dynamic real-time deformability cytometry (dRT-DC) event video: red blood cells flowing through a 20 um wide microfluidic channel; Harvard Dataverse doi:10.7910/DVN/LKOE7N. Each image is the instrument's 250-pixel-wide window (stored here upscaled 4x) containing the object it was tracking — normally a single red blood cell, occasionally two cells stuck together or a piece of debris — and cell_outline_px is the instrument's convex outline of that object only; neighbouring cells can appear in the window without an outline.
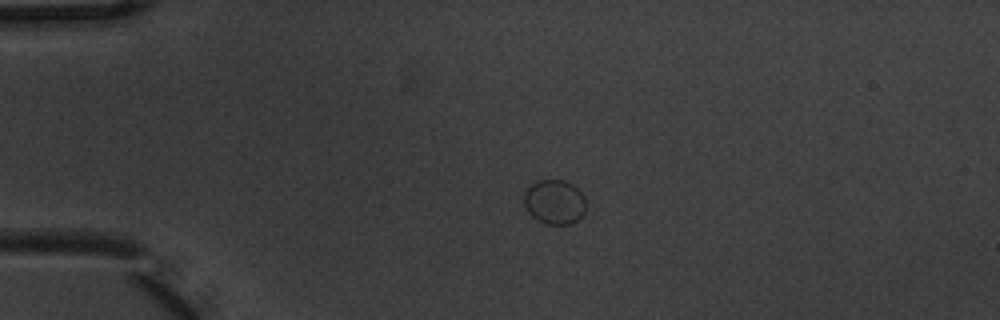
{"species": "common noctule bat (a hibernating species)", "species_latin": "Nyctalus noctula", "temperature_condition": "warm", "stored_images_in_passage": 4, "camera_frame_rate_fps": 3000, "um_per_image_px": 0.085, "animal": {"sex": "male", "body_mass_g": 20.1, "forearm_length_mm": 53.5}, "frame": {"image": 1, "passage_image": 3, "time_ms": 0.667, "image_size_px": [1000, 320], "cell_outline_px": [[584, 212], [572, 224], [548, 224], [532, 216], [528, 212], [524, 204], [524, 192], [532, 184], [540, 180], [564, 180], [572, 184], [584, 196]], "centroid_in_image_um": [47.12, 17.16], "position_along_channel_um": 37.9, "area_um2": 15.78}}